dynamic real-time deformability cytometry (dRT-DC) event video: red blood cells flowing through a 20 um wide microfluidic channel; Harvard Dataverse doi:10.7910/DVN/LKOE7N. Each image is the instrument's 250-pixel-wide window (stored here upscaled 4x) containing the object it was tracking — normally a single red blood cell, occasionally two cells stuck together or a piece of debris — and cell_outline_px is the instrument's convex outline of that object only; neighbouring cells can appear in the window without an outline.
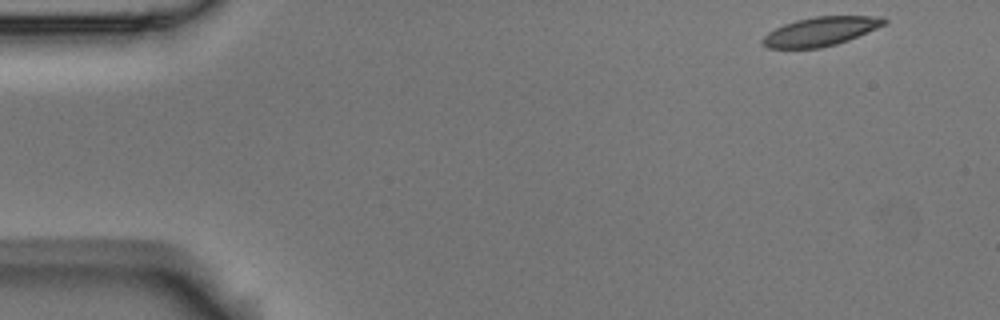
{"species": "Egyptian fruit bat (a non-hibernating species)", "species_latin": "Rousettus aegyptiacus", "temperature_condition": "room temperature", "stored_images_in_passage": 54, "camera_frame_rate_fps": 3000, "um_per_image_px": 0.085, "animal": {"sex": "male"}, "frame": {"image": 1, "passage_image": 1, "time_ms": 0.0, "image_size_px": [1000, 320], "cell_outline_px": [[888, 20], [884, 24], [876, 28], [848, 40], [836, 44], [820, 48], [768, 48], [760, 40], [768, 32], [784, 24], [796, 20], [816, 16], [884, 16]], "centroid_in_image_um": [69.75, 2.66], "position_along_channel_um": 15.3, "area_um2": 20.35}}
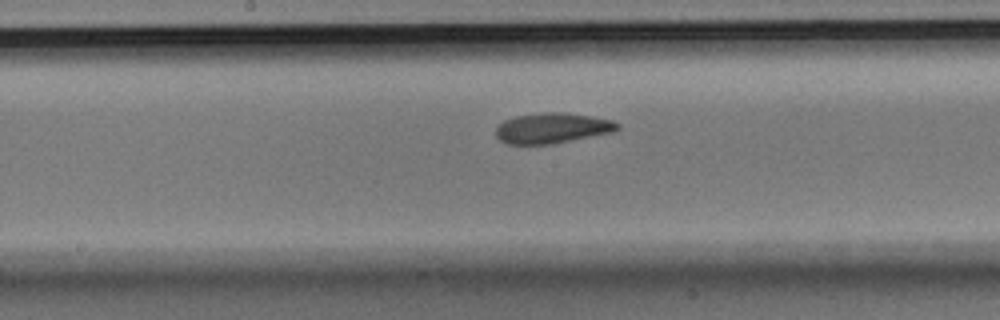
{"frame": {"image": 2, "passage_image": 26, "time_ms": 8.333, "image_size_px": [1000, 320], "cell_outline_px": [[620, 128], [612, 132], [552, 144], [508, 144], [500, 140], [496, 136], [496, 128], [504, 120], [516, 116], [544, 112], [564, 112], [592, 116], [612, 120], [620, 124]], "centroid_in_image_um": [46.95, 10.88], "position_along_channel_um": 201.3, "area_um2": 21.5}}
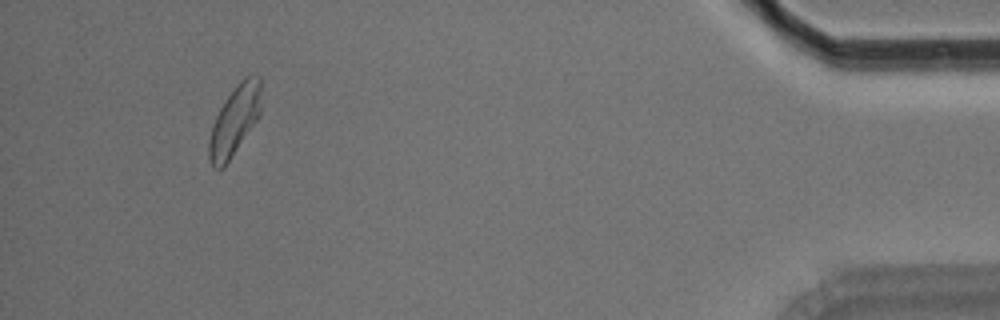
{"frame": {"image": 3, "passage_image": 50, "time_ms": 16.333, "image_size_px": [1000, 320], "cell_outline_px": [[260, 116], [228, 160], [220, 168], [216, 168], [212, 164], [208, 156], [208, 140], [216, 116], [220, 108], [228, 96], [240, 80], [244, 76], [260, 76]], "centroid_in_image_um": [19.94, 10.21], "position_along_channel_um": 415.3, "area_um2": 20.46}, "authors_computed_cell_mechanics": {"area_um2": 21.386, "velocity_mm_per_s": 3.5083, "shape_relaxation_time_tau1_ms": 5.9847, "shape_relaxation_time_tau2_ms": 3.3715, "deformation_change_tau1": 0.132, "deformation_change_tau2": 0.1065}}